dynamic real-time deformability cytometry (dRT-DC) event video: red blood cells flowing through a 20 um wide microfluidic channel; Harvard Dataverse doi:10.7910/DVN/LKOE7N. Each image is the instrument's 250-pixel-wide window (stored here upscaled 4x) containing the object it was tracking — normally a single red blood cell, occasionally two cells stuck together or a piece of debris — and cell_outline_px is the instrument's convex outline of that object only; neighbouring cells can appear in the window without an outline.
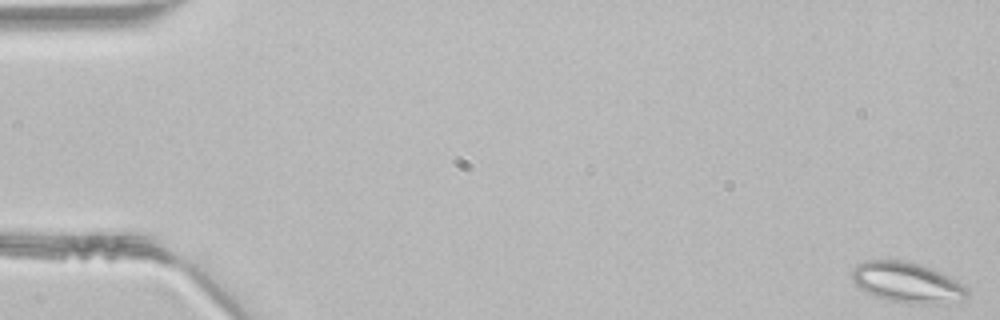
{"species": "common noctule bat (a hibernating species)", "species_latin": "Nyctalus noctula", "temperature_condition": "room temperature", "stored_images_in_passage": 47, "camera_frame_rate_fps": 3000, "um_per_image_px": 0.085, "animal": {"sex": "male", "body_mass_g": 21.5, "forearm_length_mm": 52.0}, "frame": {"image": 1, "passage_image": 1, "time_ms": 0.0, "image_size_px": [1000, 320], "cell_outline_px": [[968, 296], [964, 300], [956, 304], [908, 304], [888, 300], [876, 296], [860, 288], [852, 280], [852, 272], [856, 264], [864, 260], [904, 260], [920, 264], [932, 268], [964, 284], [968, 288]], "centroid_in_image_um": [77.17, 24.03], "position_along_channel_um": 7.8, "area_um2": 27.69}}
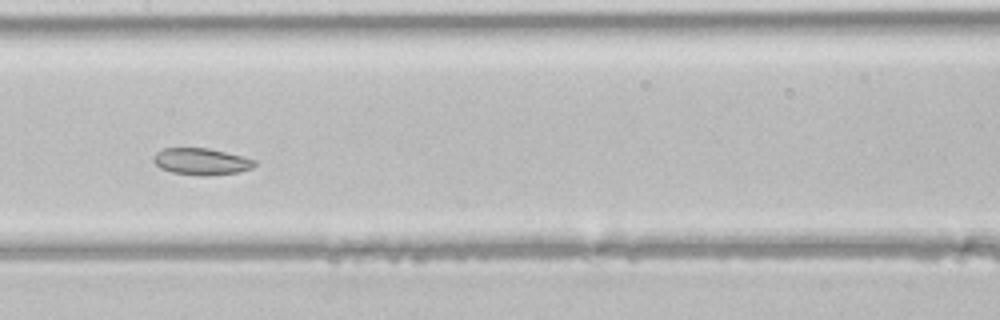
{"frame": {"image": 2, "passage_image": 24, "time_ms": 7.667, "image_size_px": [1000, 320], "cell_outline_px": [[256, 164], [252, 168], [236, 172], [208, 176], [200, 176], [172, 172], [160, 168], [152, 160], [152, 156], [156, 152], [164, 148], [208, 148], [256, 160]], "centroid_in_image_um": [17.07, 13.73], "position_along_channel_um": 190.3, "area_um2": 15.66}}
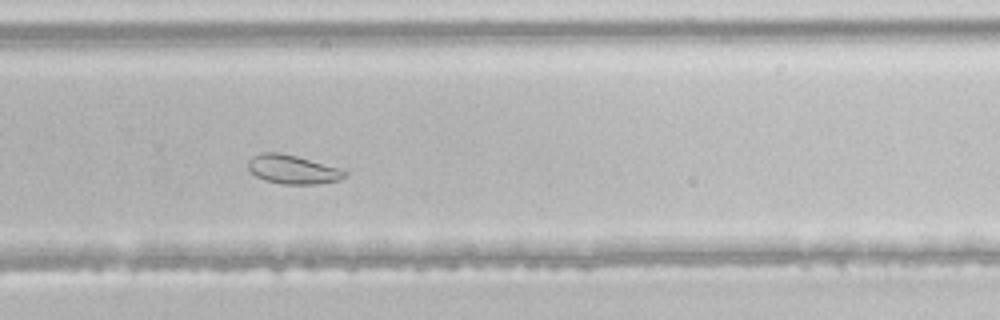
{"frame": {"image": 3, "passage_image": 32, "time_ms": 10.333, "image_size_px": [1000, 320], "cell_outline_px": [[348, 176], [340, 180], [316, 184], [280, 184], [264, 180], [248, 172], [248, 160], [252, 156], [260, 152], [280, 152], [296, 156], [340, 168], [348, 172]], "centroid_in_image_um": [24.86, 14.4], "position_along_channel_um": 304.9, "area_um2": 16.53}}